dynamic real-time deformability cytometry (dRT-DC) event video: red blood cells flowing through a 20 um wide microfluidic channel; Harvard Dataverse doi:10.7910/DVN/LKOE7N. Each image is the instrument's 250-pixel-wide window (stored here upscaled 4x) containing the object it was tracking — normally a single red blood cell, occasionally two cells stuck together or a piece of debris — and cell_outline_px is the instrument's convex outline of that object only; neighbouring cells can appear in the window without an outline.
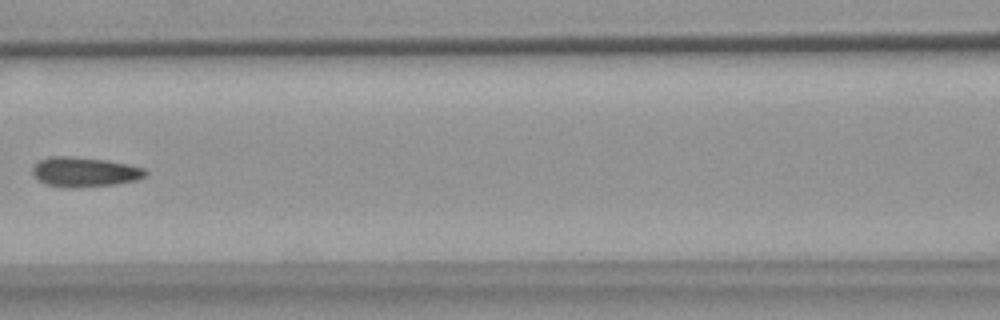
{"species": "common noctule bat (a hibernating species)", "species_latin": "Nyctalus noctula", "temperature_condition": "warm", "stored_images_in_passage": 7, "camera_frame_rate_fps": 3000, "um_per_image_px": 0.085, "animal": {"sex": "female", "body_mass_g": 18.4}, "frame": {"image": 1, "passage_image": 6, "time_ms": 6.0, "image_size_px": [1000, 320], "cell_outline_px": [[148, 172], [144, 176], [136, 180], [116, 184], [76, 188], [64, 188], [48, 184], [40, 180], [32, 172], [32, 164], [48, 156], [68, 156], [104, 160], [128, 164], [144, 168]], "centroid_in_image_um": [7.17, 14.62], "position_along_channel_um": 159.4, "area_um2": 19.54}}
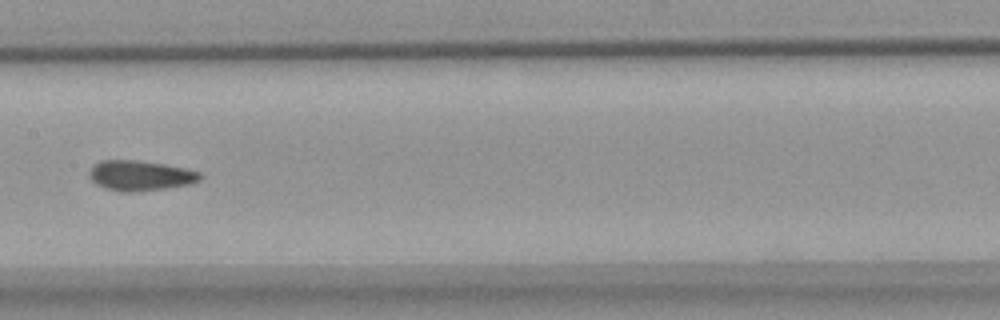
{"frame": {"image": 2, "passage_image": 7, "time_ms": 7.0, "image_size_px": [1000, 320], "cell_outline_px": [[204, 176], [200, 180], [188, 184], [164, 188], [132, 192], [120, 192], [104, 188], [96, 184], [88, 176], [88, 172], [92, 164], [100, 160], [136, 160], [164, 164], [184, 168], [200, 172]], "centroid_in_image_um": [11.87, 14.92], "position_along_channel_um": 195.5, "area_um2": 19.59}}